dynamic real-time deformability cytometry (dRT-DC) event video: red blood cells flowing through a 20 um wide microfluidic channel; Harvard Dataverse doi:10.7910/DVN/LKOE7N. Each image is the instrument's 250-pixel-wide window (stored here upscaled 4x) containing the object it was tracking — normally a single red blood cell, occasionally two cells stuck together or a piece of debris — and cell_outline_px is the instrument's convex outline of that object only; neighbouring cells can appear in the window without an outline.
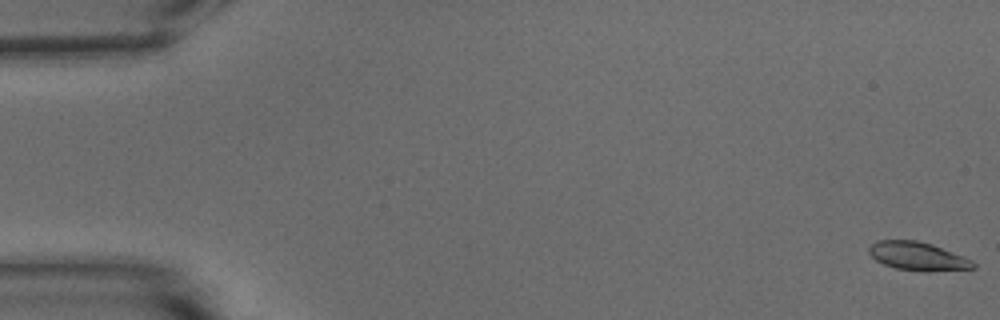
{"species": "common noctule bat (a hibernating species)", "species_latin": "Nyctalus noctula", "temperature_condition": "warm", "stored_images_in_passage": 55, "camera_frame_rate_fps": 3000, "um_per_image_px": 0.085, "animal": {"sex": "male", "body_mass_g": 15.6}, "frame": {"image": 1, "passage_image": 1, "time_ms": 0.0, "image_size_px": [1000, 320], "cell_outline_px": [[976, 268], [928, 272], [924, 272], [896, 268], [884, 264], [876, 260], [868, 252], [868, 248], [876, 240], [916, 240], [932, 244], [964, 256], [972, 260], [976, 264]], "centroid_in_image_um": [78.03, 21.78], "position_along_channel_um": 7.0, "area_um2": 17.4}}
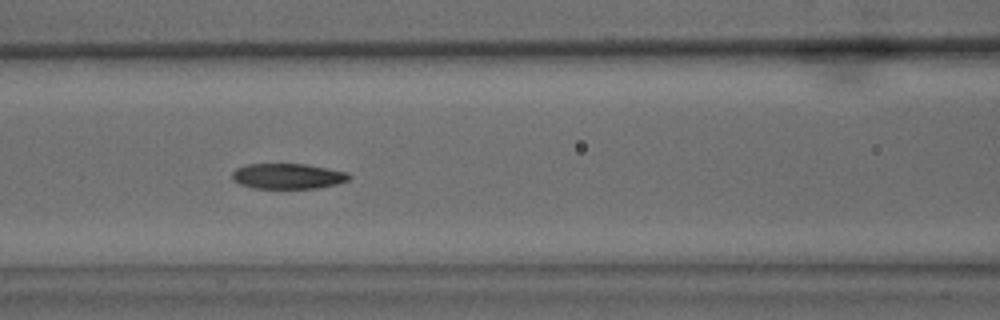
{"frame": {"image": 2, "passage_image": 24, "time_ms": 7.667, "image_size_px": [1000, 320], "cell_outline_px": [[352, 176], [348, 180], [336, 184], [316, 188], [256, 188], [240, 184], [232, 180], [232, 172], [236, 168], [244, 164], [304, 164], [328, 168], [348, 172]], "centroid_in_image_um": [24.45, 14.96], "position_along_channel_um": 142.1, "area_um2": 17.34}}
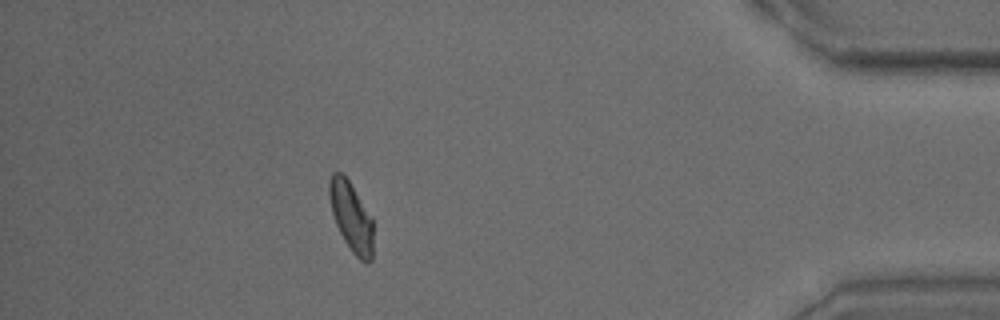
{"frame": {"image": 3, "passage_image": 49, "time_ms": 16.0, "image_size_px": [1000, 320], "cell_outline_px": [[372, 260], [368, 264], [360, 260], [352, 252], [344, 240], [336, 224], [332, 212], [328, 196], [328, 180], [332, 172], [340, 172], [348, 180], [372, 216]], "centroid_in_image_um": [29.84, 18.42], "position_along_channel_um": 405.4, "area_um2": 17.8}, "authors_computed_cell_mechanics": {"area_um2": 17.9758, "velocity_mm_per_s": 3.7285, "shape_relaxation_time_tau1_ms": 5.7801, "shape_relaxation_time_tau2_ms": 3.5999, "deformation_change_tau1": 0.1844, "deformation_change_tau2": 0.0701}}